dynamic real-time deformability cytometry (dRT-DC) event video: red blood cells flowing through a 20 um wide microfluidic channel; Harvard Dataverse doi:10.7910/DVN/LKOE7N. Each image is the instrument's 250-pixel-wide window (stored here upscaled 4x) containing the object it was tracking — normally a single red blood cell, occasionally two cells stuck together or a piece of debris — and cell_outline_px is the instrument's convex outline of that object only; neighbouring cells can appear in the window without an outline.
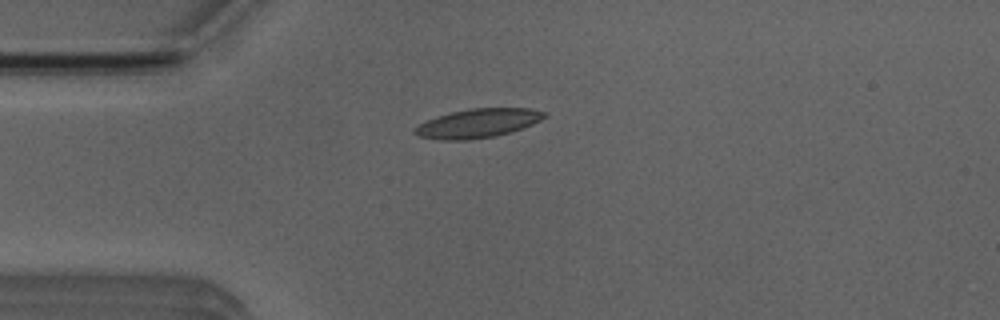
{"species": "Egyptian fruit bat (a non-hibernating species)", "species_latin": "Rousettus aegyptiacus", "temperature_condition": "room temperature", "stored_images_in_passage": 1, "camera_frame_rate_fps": 3000, "um_per_image_px": 0.085, "animal": {"sex": "male"}, "frame": {"image": 1, "passage_image": 1, "time_ms": 0.0, "image_size_px": [1000, 320], "cell_outline_px": [[548, 116], [532, 124], [512, 132], [496, 136], [468, 140], [440, 140], [420, 136], [412, 132], [420, 124], [436, 116], [468, 108], [528, 108], [548, 112]], "centroid_in_image_um": [40.66, 10.47], "position_along_channel_um": 44.3, "area_um2": 21.91}}